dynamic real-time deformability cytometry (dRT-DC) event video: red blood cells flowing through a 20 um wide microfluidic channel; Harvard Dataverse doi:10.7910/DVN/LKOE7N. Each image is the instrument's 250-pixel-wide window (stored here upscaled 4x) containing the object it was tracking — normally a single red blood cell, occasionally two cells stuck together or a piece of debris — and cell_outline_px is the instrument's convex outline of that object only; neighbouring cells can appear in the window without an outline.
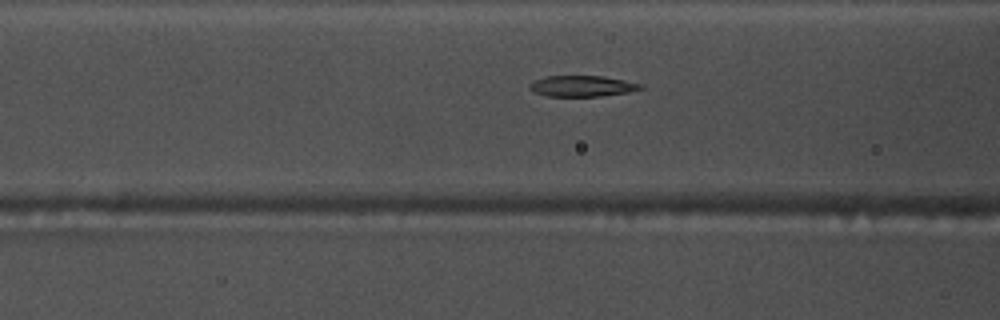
{"species": "common noctule bat (a hibernating species)", "species_latin": "Nyctalus noctula", "temperature_condition": "warm", "stored_images_in_passage": 39, "camera_frame_rate_fps": 3000, "um_per_image_px": 0.085, "animal": {"sex": "male", "body_mass_g": 17.5, "forearm_length_mm": 52.3}, "frame": {"image": 1, "passage_image": 12, "time_ms": 3.667, "image_size_px": [1000, 320], "cell_outline_px": [[644, 88], [628, 92], [600, 96], [548, 96], [536, 92], [528, 88], [528, 84], [536, 80], [548, 76], [604, 76], [644, 84]], "centroid_in_image_um": [49.52, 7.31], "position_along_channel_um": 117.1, "area_um2": 13.47}}
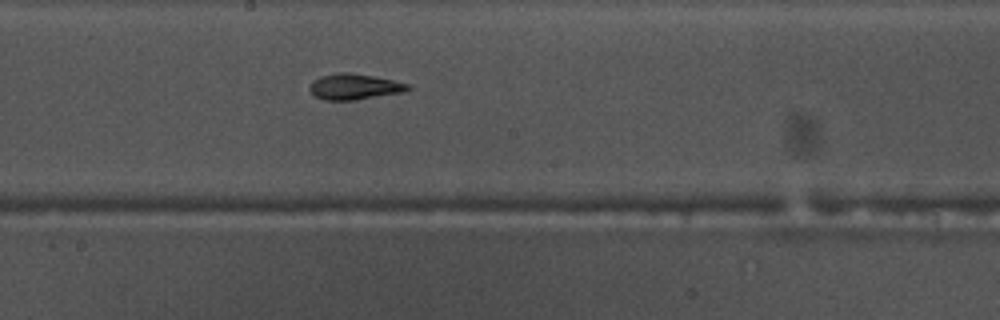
{"frame": {"image": 2, "passage_image": 20, "time_ms": 6.333, "image_size_px": [1000, 320], "cell_outline_px": [[412, 88], [400, 92], [356, 100], [324, 100], [316, 96], [308, 88], [312, 80], [320, 76], [340, 72], [352, 72], [412, 84]], "centroid_in_image_um": [30.1, 7.36], "position_along_channel_um": 218.1, "area_um2": 14.74}}
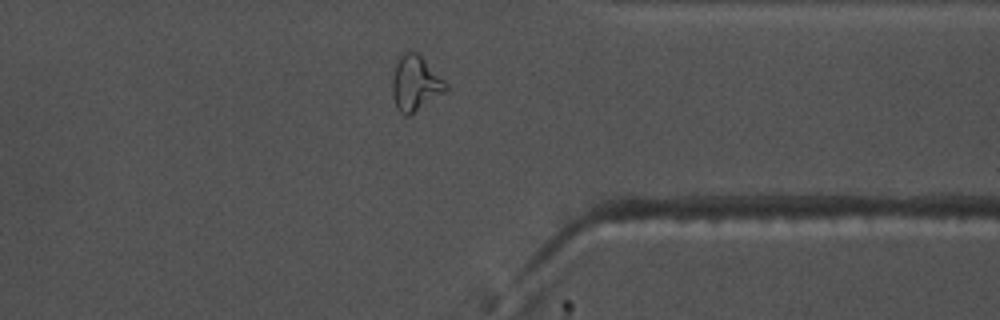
{"frame": {"image": 3, "passage_image": 33, "time_ms": 10.667, "image_size_px": [1000, 320], "cell_outline_px": [[448, 88], [444, 92], [408, 116], [404, 116], [396, 108], [392, 96], [392, 76], [400, 52], [416, 52], [448, 84]], "centroid_in_image_um": [35.26, 7.09], "position_along_channel_um": 376.1, "area_um2": 16.99}}